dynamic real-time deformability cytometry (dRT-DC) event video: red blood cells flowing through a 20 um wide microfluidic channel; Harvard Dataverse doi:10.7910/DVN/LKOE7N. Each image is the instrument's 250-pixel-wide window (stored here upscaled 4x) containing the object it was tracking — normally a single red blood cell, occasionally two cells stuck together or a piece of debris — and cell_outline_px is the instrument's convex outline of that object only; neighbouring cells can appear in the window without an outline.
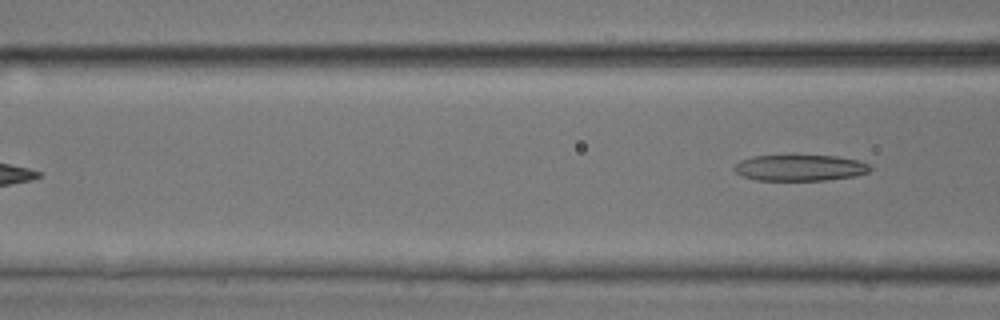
{"species": "common noctule bat (a hibernating species)", "species_latin": "Nyctalus noctula", "temperature_condition": "room temperature", "stored_images_in_passage": 7, "camera_frame_rate_fps": 3000, "um_per_image_px": 0.085, "animal": {"sex": "male", "body_mass_g": 17.9, "forearm_length_mm": 54.2}, "frame": {"image": 1, "passage_image": 7, "time_ms": 2.0, "image_size_px": [1000, 320], "cell_outline_px": [[872, 168], [868, 172], [856, 176], [828, 180], [756, 180], [744, 176], [736, 172], [732, 168], [740, 160], [752, 156], [836, 156], [856, 160], [868, 164]], "centroid_in_image_um": [67.99, 14.27], "position_along_channel_um": 98.6, "area_um2": 20.52}}